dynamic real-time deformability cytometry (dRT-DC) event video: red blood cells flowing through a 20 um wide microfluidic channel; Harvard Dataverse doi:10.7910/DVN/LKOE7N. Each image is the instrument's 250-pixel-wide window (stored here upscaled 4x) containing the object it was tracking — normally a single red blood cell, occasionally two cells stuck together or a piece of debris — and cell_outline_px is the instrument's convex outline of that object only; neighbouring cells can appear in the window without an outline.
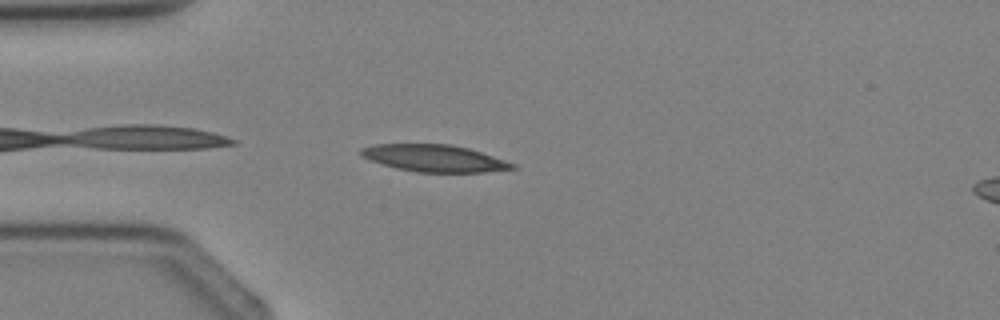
{"species": "Egyptian fruit bat (a non-hibernating species)", "species_latin": "Rousettus aegyptiacus", "temperature_condition": "cold", "stored_images_in_passage": 3, "camera_frame_rate_fps": 3000, "um_per_image_px": 0.085, "animal": {"sex": "female"}, "frame": {"image": 1, "passage_image": 3, "time_ms": 2.333, "image_size_px": [1000, 320], "cell_outline_px": [[520, 168], [484, 172], [416, 172], [396, 168], [360, 156], [360, 148], [376, 144], [452, 144], [468, 148], [516, 164]], "centroid_in_image_um": [36.93, 13.45], "position_along_channel_um": 48.1, "area_um2": 23.7}}